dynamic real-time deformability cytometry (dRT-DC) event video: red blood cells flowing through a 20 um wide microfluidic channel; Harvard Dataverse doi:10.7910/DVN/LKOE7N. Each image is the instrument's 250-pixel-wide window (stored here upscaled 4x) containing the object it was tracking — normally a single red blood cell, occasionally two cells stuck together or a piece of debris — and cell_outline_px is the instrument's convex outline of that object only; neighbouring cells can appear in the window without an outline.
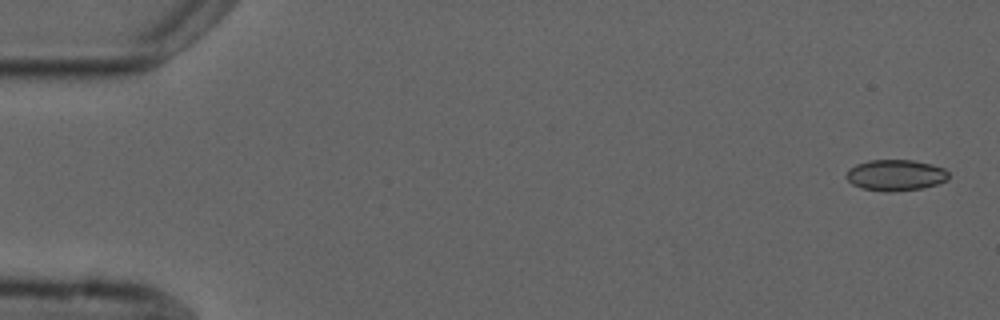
{"species": "common noctule bat (a hibernating species)", "species_latin": "Nyctalus noctula", "temperature_condition": "cold", "stored_images_in_passage": 5, "camera_frame_rate_fps": 3000, "um_per_image_px": 0.085, "animal": {"sex": "male", "forearm_length_mm": 52.5}, "frame": {"image": 1, "passage_image": 1, "time_ms": 0.0, "image_size_px": [1000, 320], "cell_outline_px": [[948, 180], [936, 184], [920, 188], [892, 192], [884, 192], [860, 188], [852, 184], [844, 176], [848, 168], [856, 164], [868, 160], [912, 160], [932, 164], [944, 168], [948, 172]], "centroid_in_image_um": [76.08, 14.89], "position_along_channel_um": 8.9, "area_um2": 18.73}}
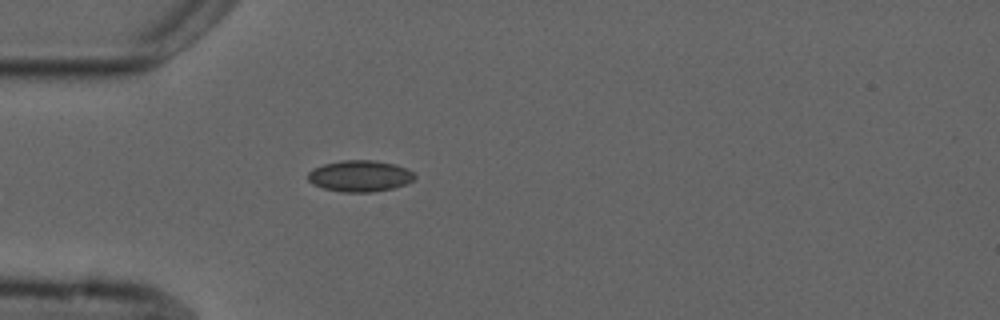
{"frame": {"image": 2, "passage_image": 5, "time_ms": 4.667, "image_size_px": [1000, 320], "cell_outline_px": [[416, 176], [408, 184], [392, 188], [372, 192], [340, 192], [324, 188], [312, 184], [308, 180], [308, 172], [312, 168], [324, 164], [344, 160], [372, 160], [396, 164], [408, 168], [416, 172]], "centroid_in_image_um": [30.62, 14.96], "position_along_channel_um": 54.4, "area_um2": 19.71}}